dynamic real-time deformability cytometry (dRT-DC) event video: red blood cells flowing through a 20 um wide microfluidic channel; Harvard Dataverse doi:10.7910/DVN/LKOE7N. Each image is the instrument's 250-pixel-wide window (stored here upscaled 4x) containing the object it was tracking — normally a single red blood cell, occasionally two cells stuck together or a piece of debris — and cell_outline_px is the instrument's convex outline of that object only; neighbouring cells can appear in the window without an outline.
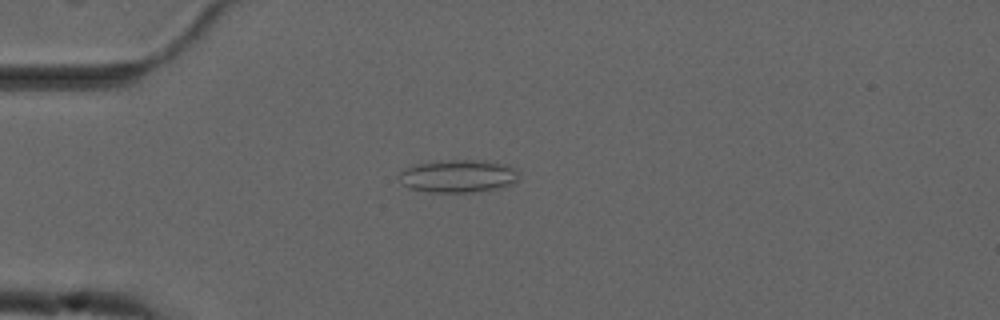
{"species": "common noctule bat (a hibernating species)", "species_latin": "Nyctalus noctula", "temperature_condition": "cold", "stored_images_in_passage": 55, "camera_frame_rate_fps": 3000, "um_per_image_px": 0.085, "animal": {"sex": "male", "forearm_length_mm": 52.5}, "frame": {"image": 1, "passage_image": 15, "time_ms": 4.667, "image_size_px": [1000, 320], "cell_outline_px": [[520, 172], [516, 180], [512, 184], [500, 188], [472, 192], [428, 192], [408, 188], [400, 184], [396, 176], [404, 168], [416, 164], [448, 160], [488, 160], [504, 164], [516, 168]], "centroid_in_image_um": [38.91, 14.97], "position_along_channel_um": 46.1, "area_um2": 23.29}}
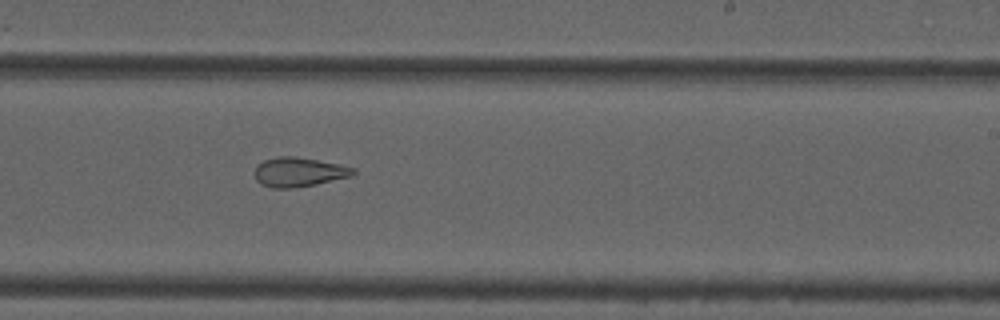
{"frame": {"image": 2, "passage_image": 34, "time_ms": 11.0, "image_size_px": [1000, 320], "cell_outline_px": [[356, 172], [352, 176], [316, 184], [292, 188], [272, 188], [260, 184], [256, 180], [256, 164], [264, 160], [276, 156], [296, 156], [340, 164], [356, 168]], "centroid_in_image_um": [25.41, 14.61], "position_along_channel_um": 263.6, "area_um2": 16.99}}
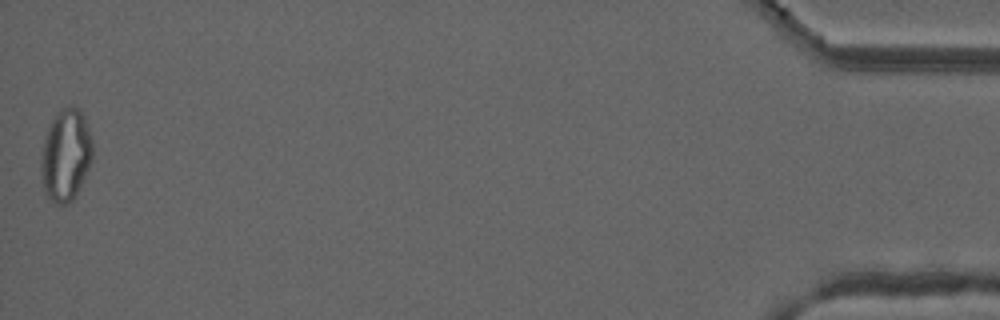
{"frame": {"image": 3, "passage_image": 55, "time_ms": 18.0, "image_size_px": [1000, 320], "cell_outline_px": [[92, 160], [72, 200], [68, 204], [56, 204], [48, 200], [44, 192], [40, 172], [40, 160], [44, 140], [48, 128], [56, 112], [72, 104], [76, 104], [80, 108], [84, 116], [92, 136]], "centroid_in_image_um": [5.58, 13.16], "position_along_channel_um": 429.6, "area_um2": 27.92}, "authors_computed_cell_mechanics": {"area_um2": 23.0044, "velocity_mm_per_s": 3.7383, "shape_relaxation_time_tau1_ms": null, "shape_relaxation_time_tau2_ms": 2.7044, "deformation_change_tau1": null, "deformation_change_tau2": 0.1119}}